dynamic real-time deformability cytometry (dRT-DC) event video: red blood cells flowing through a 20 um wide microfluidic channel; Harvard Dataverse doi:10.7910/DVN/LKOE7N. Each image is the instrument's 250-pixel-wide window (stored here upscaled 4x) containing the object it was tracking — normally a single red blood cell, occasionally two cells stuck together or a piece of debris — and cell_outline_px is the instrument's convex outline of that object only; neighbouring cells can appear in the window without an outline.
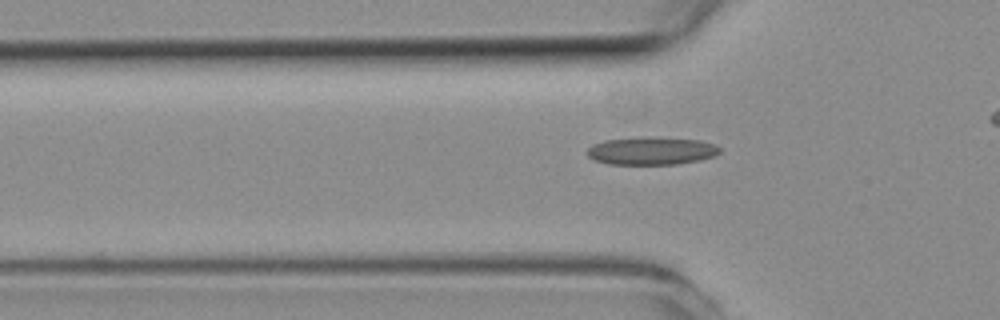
{"species": "common noctule bat (a hibernating species)", "species_latin": "Nyctalus noctula", "temperature_condition": "room temperature", "stored_images_in_passage": 33, "camera_frame_rate_fps": 3000, "um_per_image_px": 0.085, "animal": {"sex": "female", "body_mass_g": 19.3, "forearm_length_mm": 54.1}, "frame": {"image": 1, "passage_image": 8, "time_ms": 2.333, "image_size_px": [1000, 320], "cell_outline_px": [[720, 152], [716, 156], [700, 160], [676, 164], [608, 164], [596, 160], [588, 156], [588, 148], [592, 144], [604, 140], [644, 136], [700, 140], [712, 144], [720, 148]], "centroid_in_image_um": [55.37, 12.81], "position_along_channel_um": 70.4, "area_um2": 21.56}}
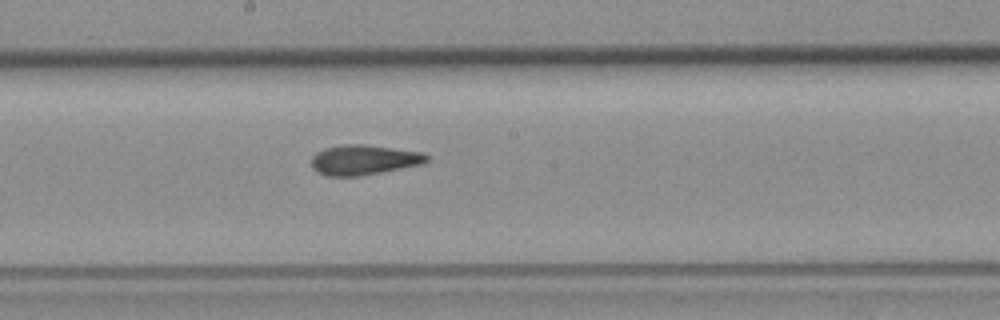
{"frame": {"image": 2, "passage_image": 19, "time_ms": 6.0, "image_size_px": [1000, 320], "cell_outline_px": [[428, 160], [424, 164], [360, 176], [328, 176], [316, 172], [312, 168], [312, 156], [316, 152], [324, 148], [344, 144], [364, 144], [424, 152], [428, 156]], "centroid_in_image_um": [30.93, 13.59], "position_along_channel_um": 217.3, "area_um2": 20.35}}
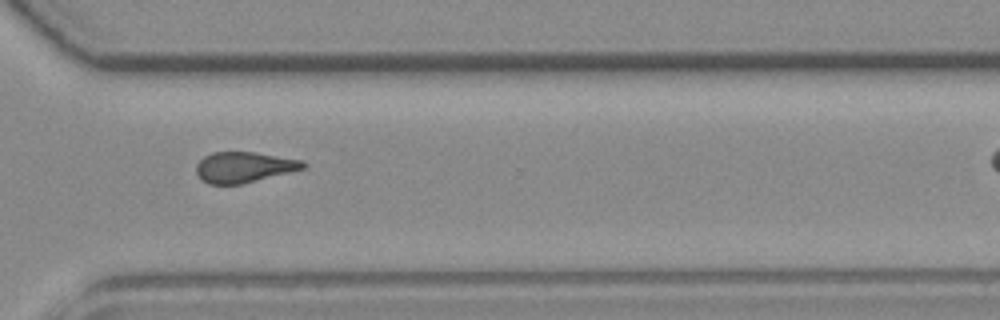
{"frame": {"image": 3, "passage_image": 29, "time_ms": 9.333, "image_size_px": [1000, 320], "cell_outline_px": [[308, 164], [304, 168], [240, 184], [208, 184], [200, 180], [196, 172], [196, 164], [204, 156], [212, 152], [256, 152], [304, 160]], "centroid_in_image_um": [20.71, 14.2], "position_along_channel_um": 349.9, "area_um2": 19.07}}